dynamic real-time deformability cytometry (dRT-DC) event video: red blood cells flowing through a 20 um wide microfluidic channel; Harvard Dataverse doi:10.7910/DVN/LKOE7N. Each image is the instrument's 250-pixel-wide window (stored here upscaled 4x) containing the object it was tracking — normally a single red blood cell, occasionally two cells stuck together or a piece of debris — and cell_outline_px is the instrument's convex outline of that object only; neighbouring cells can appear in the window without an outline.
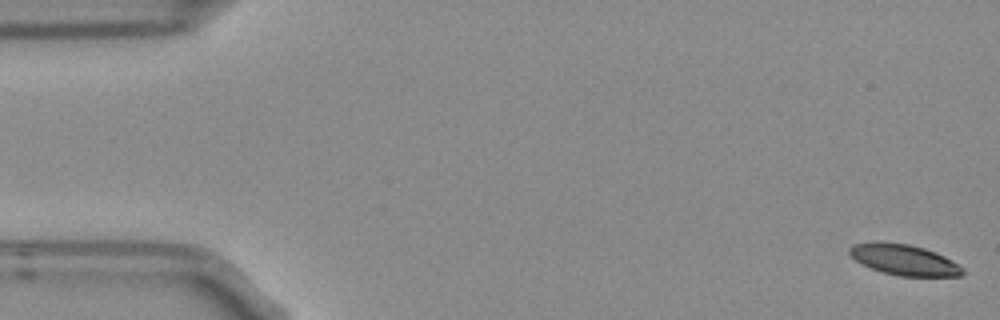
{"species": "Egyptian fruit bat (a non-hibernating species)", "species_latin": "Rousettus aegyptiacus", "temperature_condition": "room temperature", "stored_images_in_passage": 5, "camera_frame_rate_fps": 3000, "um_per_image_px": 0.085, "frame": {"image": 1, "passage_image": 1, "time_ms": 0.0, "image_size_px": [1000, 320], "cell_outline_px": [[968, 272], [960, 276], [900, 276], [884, 272], [872, 268], [856, 260], [848, 252], [848, 248], [852, 244], [908, 244], [924, 248], [936, 252], [960, 264]], "centroid_in_image_um": [76.97, 22.12], "position_along_channel_um": 8.0, "area_um2": 19.71}}
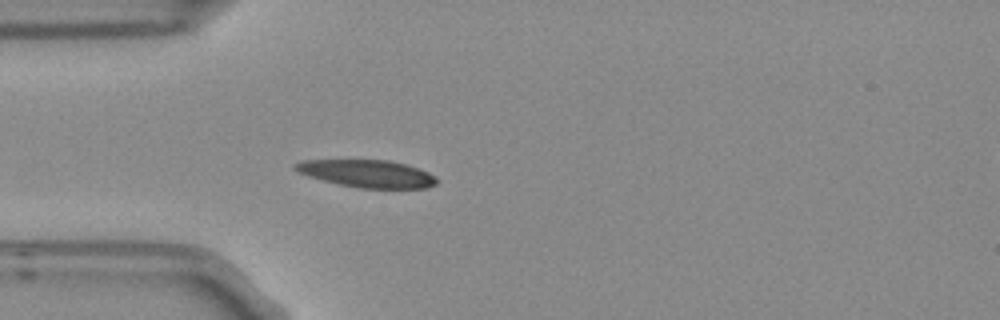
{"frame": {"image": 2, "passage_image": 5, "time_ms": 1.333, "image_size_px": [1000, 320], "cell_outline_px": [[440, 180], [436, 184], [428, 188], [356, 188], [336, 184], [308, 176], [292, 168], [292, 164], [300, 160], [388, 160], [404, 164], [428, 172], [436, 176]], "centroid_in_image_um": [31.19, 14.76], "position_along_channel_um": 53.8, "area_um2": 22.83}}